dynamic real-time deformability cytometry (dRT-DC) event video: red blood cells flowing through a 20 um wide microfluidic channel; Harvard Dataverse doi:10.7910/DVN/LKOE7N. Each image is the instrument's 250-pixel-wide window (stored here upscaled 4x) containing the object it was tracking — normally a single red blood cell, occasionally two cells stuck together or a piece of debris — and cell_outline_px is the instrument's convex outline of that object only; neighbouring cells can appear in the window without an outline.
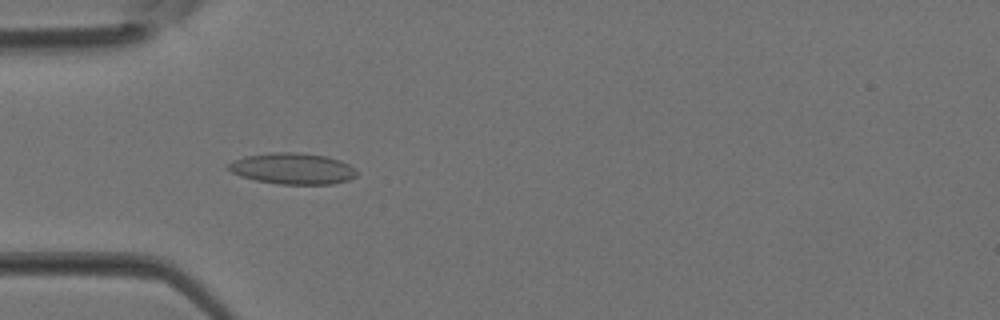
{"species": "Egyptian fruit bat (a non-hibernating species)", "species_latin": "Rousettus aegyptiacus", "temperature_condition": "room temperature", "stored_images_in_passage": 38, "camera_frame_rate_fps": 3000, "um_per_image_px": 0.085, "animal": {"sex": "female"}, "frame": {"image": 1, "passage_image": 12, "time_ms": 3.667, "image_size_px": [1000, 320], "cell_outline_px": [[356, 176], [348, 180], [332, 184], [280, 184], [256, 180], [240, 176], [224, 168], [232, 160], [244, 156], [272, 152], [296, 152], [324, 156], [340, 160], [356, 168]], "centroid_in_image_um": [24.83, 14.33], "position_along_channel_um": 60.2, "area_um2": 23.41}}
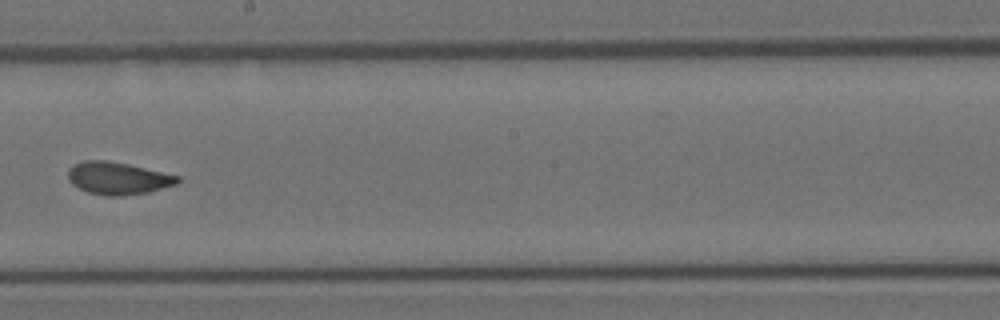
{"frame": {"image": 2, "passage_image": 22, "time_ms": 7.0, "image_size_px": [1000, 320], "cell_outline_px": [[180, 180], [176, 184], [148, 192], [120, 196], [104, 196], [88, 192], [72, 184], [68, 180], [68, 168], [72, 164], [84, 160], [104, 160], [128, 164], [180, 176]], "centroid_in_image_um": [9.98, 15.14], "position_along_channel_um": 238.2, "area_um2": 20.69}}
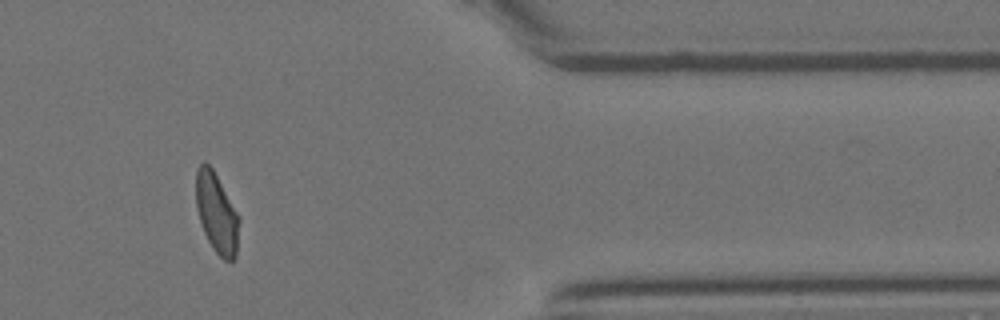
{"frame": {"image": 3, "passage_image": 32, "time_ms": 10.333, "image_size_px": [1000, 320], "cell_outline_px": [[240, 220], [236, 256], [232, 260], [224, 260], [212, 248], [204, 232], [196, 208], [196, 168], [204, 160], [212, 168], [240, 216]], "centroid_in_image_um": [18.42, 18.1], "position_along_channel_um": 393.0, "area_um2": 20.17}}